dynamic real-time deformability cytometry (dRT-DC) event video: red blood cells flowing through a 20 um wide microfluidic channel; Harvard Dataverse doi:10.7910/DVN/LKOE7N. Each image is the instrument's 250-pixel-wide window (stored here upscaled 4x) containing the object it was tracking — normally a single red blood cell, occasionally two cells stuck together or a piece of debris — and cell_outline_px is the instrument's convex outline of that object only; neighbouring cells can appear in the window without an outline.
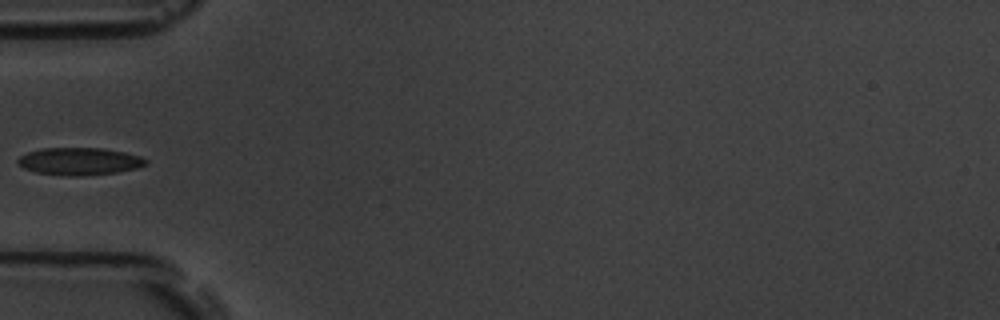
{"species": "common noctule bat (a hibernating species)", "species_latin": "Nyctalus noctula", "temperature_condition": "room temperature", "stored_images_in_passage": 6, "camera_frame_rate_fps": 3000, "um_per_image_px": 0.085, "animal": {"sex": "male", "body_mass_g": 19.5, "forearm_length_mm": 54.6}, "frame": {"image": 1, "passage_image": 6, "time_ms": 5.667, "image_size_px": [1000, 320], "cell_outline_px": [[148, 164], [136, 168], [116, 172], [80, 176], [68, 176], [36, 172], [24, 168], [16, 160], [20, 156], [28, 152], [40, 148], [104, 148], [124, 152], [140, 156], [148, 160]], "centroid_in_image_um": [6.76, 13.7], "position_along_channel_um": 78.2, "area_um2": 20.4}}